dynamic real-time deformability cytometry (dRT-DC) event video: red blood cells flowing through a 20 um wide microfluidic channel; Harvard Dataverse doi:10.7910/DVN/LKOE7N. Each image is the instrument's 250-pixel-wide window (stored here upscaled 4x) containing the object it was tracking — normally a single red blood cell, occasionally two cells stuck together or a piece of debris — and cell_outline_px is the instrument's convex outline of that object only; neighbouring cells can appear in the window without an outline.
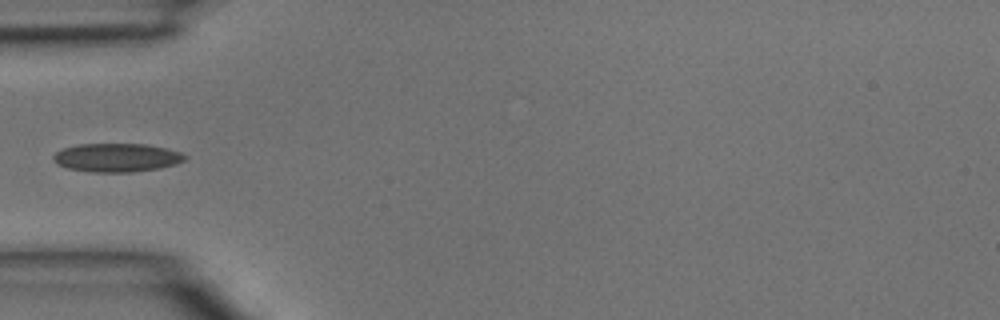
{"species": "common noctule bat (a hibernating species)", "species_latin": "Nyctalus noctula", "temperature_condition": "room temperature", "stored_images_in_passage": 4, "camera_frame_rate_fps": 3000, "um_per_image_px": 0.085, "animal": {"sex": "male", "body_mass_g": 15.6}, "frame": {"image": 1, "passage_image": 4, "time_ms": 1.0, "image_size_px": [1000, 320], "cell_outline_px": [[188, 156], [184, 160], [176, 164], [160, 168], [132, 172], [92, 172], [68, 168], [56, 164], [52, 160], [52, 156], [56, 152], [64, 148], [80, 144], [144, 144], [164, 148], [180, 152]], "centroid_in_image_um": [9.9, 13.4], "position_along_channel_um": 75.1, "area_um2": 21.85}}